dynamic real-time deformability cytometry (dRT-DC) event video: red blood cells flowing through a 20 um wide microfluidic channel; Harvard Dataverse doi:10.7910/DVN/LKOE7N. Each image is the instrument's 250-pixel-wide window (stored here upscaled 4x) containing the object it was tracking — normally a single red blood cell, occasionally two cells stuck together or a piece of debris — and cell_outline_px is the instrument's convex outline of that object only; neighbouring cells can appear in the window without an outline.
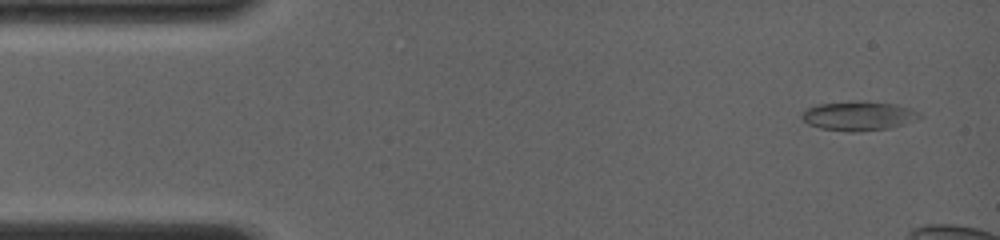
{"species": "common noctule bat (a hibernating species)", "species_latin": "Nyctalus noctula", "temperature_condition": "room temperature", "stored_images_in_passage": 6, "camera_frame_rate_fps": 4000, "um_per_image_px": 0.085, "animal": {"sex": "female", "body_mass_g": 19.0, "forearm_length_mm": 56.7}, "frame": {"image": 1, "passage_image": 1, "time_ms": 0.0, "image_size_px": [1000, 240], "cell_outline_px": [[924, 116], [904, 124], [888, 128], [852, 132], [848, 132], [820, 128], [808, 124], [800, 116], [800, 112], [816, 104], [892, 104], [912, 108], [920, 112]], "centroid_in_image_um": [72.97, 9.9], "position_along_channel_um": 12.0, "area_um2": 19.13}}